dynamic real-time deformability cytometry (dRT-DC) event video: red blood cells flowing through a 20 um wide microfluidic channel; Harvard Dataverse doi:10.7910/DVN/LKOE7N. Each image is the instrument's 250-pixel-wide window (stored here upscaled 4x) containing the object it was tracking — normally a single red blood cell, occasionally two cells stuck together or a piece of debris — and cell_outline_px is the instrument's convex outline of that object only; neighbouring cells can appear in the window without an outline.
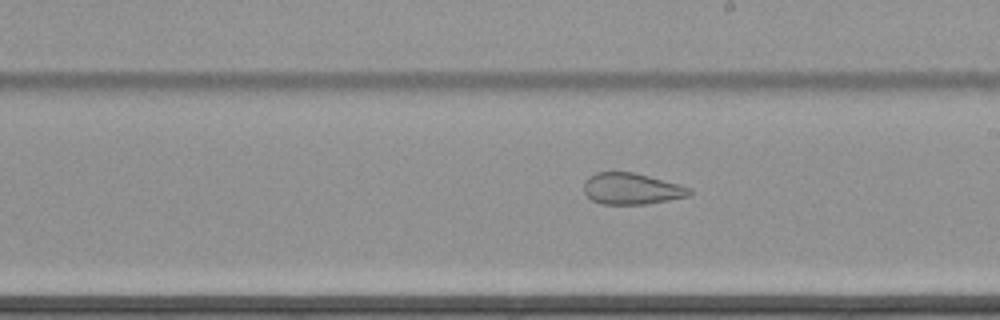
{"species": "common noctule bat (a hibernating species)", "species_latin": "Nyctalus noctula", "temperature_condition": "cold", "stored_images_in_passage": 34, "camera_frame_rate_fps": 3000, "um_per_image_px": 0.085, "animal": {"sex": "female", "body_mass_g": 22.7, "forearm_length_mm": 54.2}, "frame": {"image": 1, "passage_image": 15, "time_ms": 4.667, "image_size_px": [1000, 320], "cell_outline_px": [[692, 192], [688, 196], [648, 204], [600, 204], [592, 200], [584, 192], [584, 180], [588, 176], [596, 172], [632, 172], [648, 176], [692, 188]], "centroid_in_image_um": [53.65, 16.05], "position_along_channel_um": 235.3, "area_um2": 19.25}}
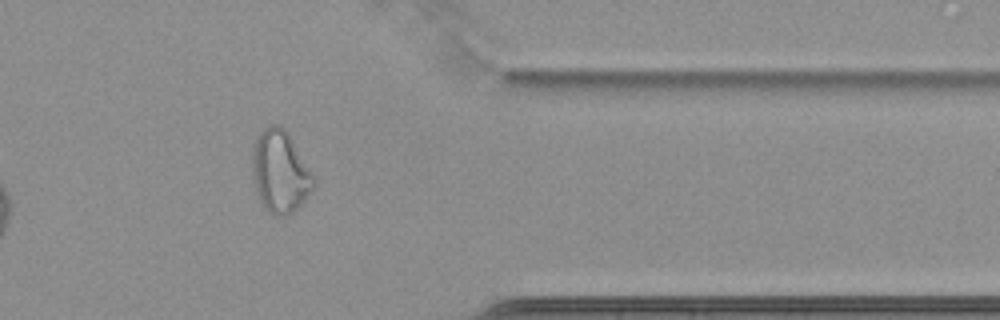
{"frame": {"image": 2, "passage_image": 29, "time_ms": 9.333, "image_size_px": [1000, 320], "cell_outline_px": [[316, 184], [304, 200], [292, 212], [284, 216], [276, 216], [268, 212], [260, 200], [256, 192], [252, 176], [252, 148], [260, 132], [268, 124], [280, 124], [288, 132], [316, 176]], "centroid_in_image_um": [23.82, 14.56], "position_along_channel_um": 387.6, "area_um2": 29.82}, "authors_computed_cell_mechanics": {"area_um2": 22.8599, "velocity_mm_per_s": 3.481, "shape_relaxation_time_tau1_ms": null, "shape_relaxation_time_tau2_ms": 1.5709, "deformation_change_tau1": null, "deformation_change_tau2": 0.0798}}